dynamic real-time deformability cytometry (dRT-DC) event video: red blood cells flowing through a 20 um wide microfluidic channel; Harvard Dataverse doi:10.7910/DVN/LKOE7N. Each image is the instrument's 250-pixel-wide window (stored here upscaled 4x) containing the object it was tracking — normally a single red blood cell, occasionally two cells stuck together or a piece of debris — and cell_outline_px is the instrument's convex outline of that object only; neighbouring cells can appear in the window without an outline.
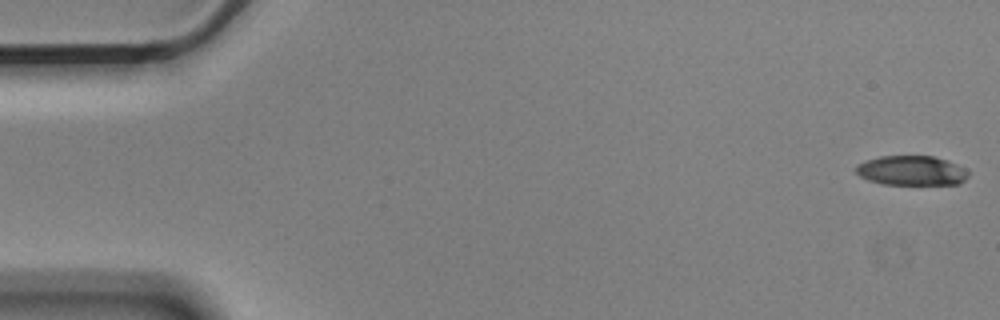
{"species": "Egyptian fruit bat (a non-hibernating species)", "species_latin": "Rousettus aegyptiacus", "temperature_condition": "cold", "stored_images_in_passage": 56, "camera_frame_rate_fps": 3000, "um_per_image_px": 0.085, "animal": {"sex": "male"}, "frame": {"image": 1, "passage_image": 1, "time_ms": 0.0, "image_size_px": [1000, 320], "cell_outline_px": [[968, 176], [960, 184], [884, 184], [868, 180], [860, 176], [856, 172], [856, 164], [880, 156], [932, 156], [948, 160], [964, 168], [968, 172]], "centroid_in_image_um": [77.48, 14.5], "position_along_channel_um": 7.5, "area_um2": 19.31}}
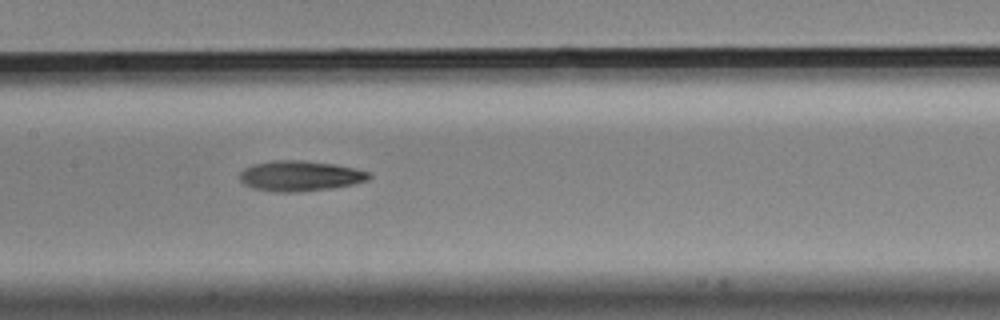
{"frame": {"image": 2, "passage_image": 27, "time_ms": 8.667, "image_size_px": [1000, 320], "cell_outline_px": [[372, 176], [368, 180], [352, 184], [328, 188], [292, 192], [276, 192], [256, 188], [244, 184], [240, 180], [240, 172], [244, 168], [252, 164], [272, 160], [304, 160], [336, 164], [356, 168], [372, 172]], "centroid_in_image_um": [25.53, 14.93], "position_along_channel_um": 181.9, "area_um2": 22.89}}
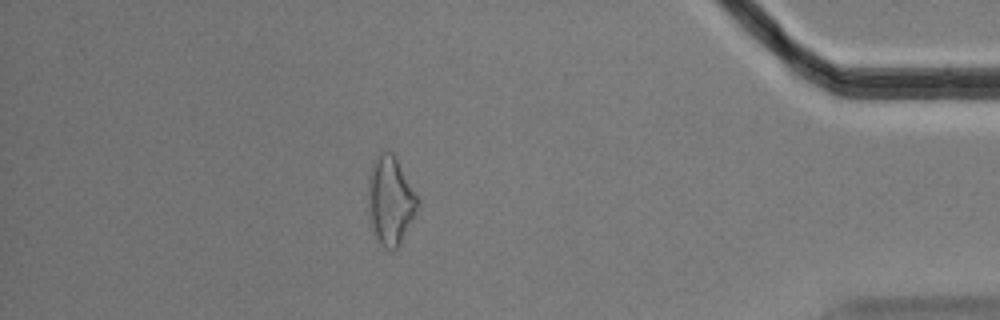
{"frame": {"image": 3, "passage_image": 49, "time_ms": 16.0, "image_size_px": [1000, 320], "cell_outline_px": [[420, 204], [400, 244], [396, 248], [384, 248], [380, 244], [372, 232], [368, 212], [368, 176], [372, 160], [380, 152], [392, 152], [396, 156]], "centroid_in_image_um": [33.14, 17.03], "position_along_channel_um": 402.1, "area_um2": 25.55}}